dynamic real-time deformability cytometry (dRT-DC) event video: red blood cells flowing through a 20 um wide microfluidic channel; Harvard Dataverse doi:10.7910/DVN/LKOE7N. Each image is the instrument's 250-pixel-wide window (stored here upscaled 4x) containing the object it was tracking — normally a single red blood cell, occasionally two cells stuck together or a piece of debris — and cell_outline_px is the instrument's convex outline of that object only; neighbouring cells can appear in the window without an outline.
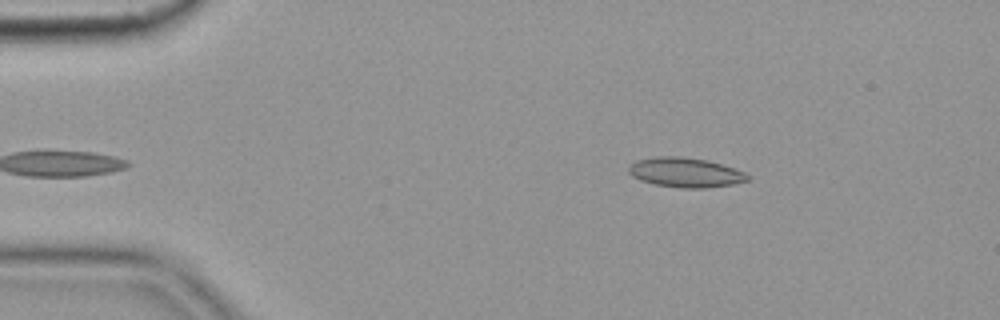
{"species": "common noctule bat (a hibernating species)", "species_latin": "Nyctalus noctula", "temperature_condition": "cold", "stored_images_in_passage": 48, "camera_frame_rate_fps": 3000, "um_per_image_px": 0.085, "animal": {"sex": "female", "body_mass_g": 19.9}, "frame": {"image": 1, "passage_image": 2, "time_ms": 0.333, "image_size_px": [1000, 320], "cell_outline_px": [[752, 176], [748, 180], [732, 184], [708, 188], [680, 188], [652, 184], [640, 180], [632, 176], [628, 172], [628, 168], [636, 160], [656, 156], [684, 156], [708, 160], [744, 172]], "centroid_in_image_um": [58.24, 14.66], "position_along_channel_um": 26.8, "area_um2": 20.69}}
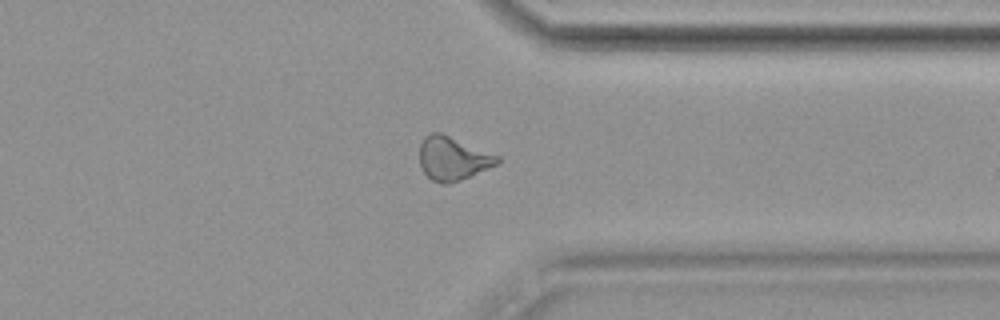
{"frame": {"image": 2, "passage_image": 36, "time_ms": 11.667, "image_size_px": [1000, 320], "cell_outline_px": [[500, 160], [496, 164], [488, 168], [460, 180], [448, 184], [444, 184], [432, 180], [424, 172], [420, 164], [420, 144], [424, 136], [432, 132], [440, 132], [500, 156]], "centroid_in_image_um": [38.47, 13.46], "position_along_channel_um": 372.9, "area_um2": 19.54}}
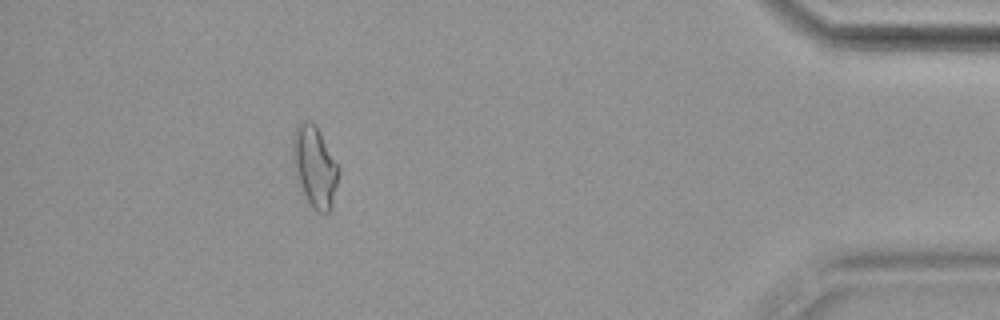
{"frame": {"image": 3, "passage_image": 43, "time_ms": 14.0, "image_size_px": [1000, 320], "cell_outline_px": [[340, 172], [332, 208], [328, 212], [316, 212], [296, 184], [292, 164], [292, 136], [296, 124], [308, 120], [316, 124], [340, 168]], "centroid_in_image_um": [26.72, 14.16], "position_along_channel_um": 408.5, "area_um2": 22.37}, "authors_computed_cell_mechanics": {"area_um2": 19.5364, "velocity_mm_per_s": 3.6265, "shape_relaxation_time_tau1_ms": null, "shape_relaxation_time_tau2_ms": 4.3154, "deformation_change_tau1": null, "deformation_change_tau2": 0.0978}}